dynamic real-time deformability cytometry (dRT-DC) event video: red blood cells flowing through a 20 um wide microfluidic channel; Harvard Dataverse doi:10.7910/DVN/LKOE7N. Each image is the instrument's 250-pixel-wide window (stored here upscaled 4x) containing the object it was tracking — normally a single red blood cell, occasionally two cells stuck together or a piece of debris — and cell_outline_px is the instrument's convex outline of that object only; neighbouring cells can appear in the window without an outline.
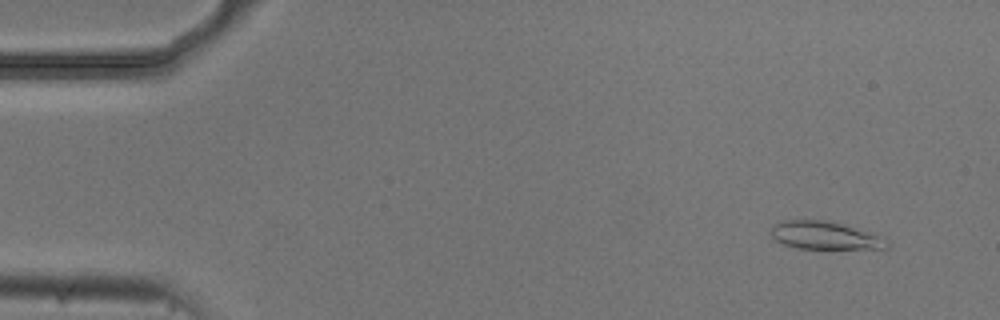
{"species": "common noctule bat (a hibernating species)", "species_latin": "Nyctalus noctula", "temperature_condition": "cold", "stored_images_in_passage": 54, "camera_frame_rate_fps": 3000, "um_per_image_px": 0.085, "animal": {"sex": "male", "body_mass_g": 20.5, "forearm_length_mm": 52.5}, "frame": {"image": 1, "passage_image": 4, "time_ms": 1.0, "image_size_px": [1000, 320], "cell_outline_px": [[892, 244], [888, 248], [796, 248], [784, 244], [776, 240], [768, 232], [772, 224], [784, 220], [804, 216], [832, 220], [868, 232], [888, 240]], "centroid_in_image_um": [70.02, 19.94], "position_along_channel_um": 15.0, "area_um2": 19.59}}
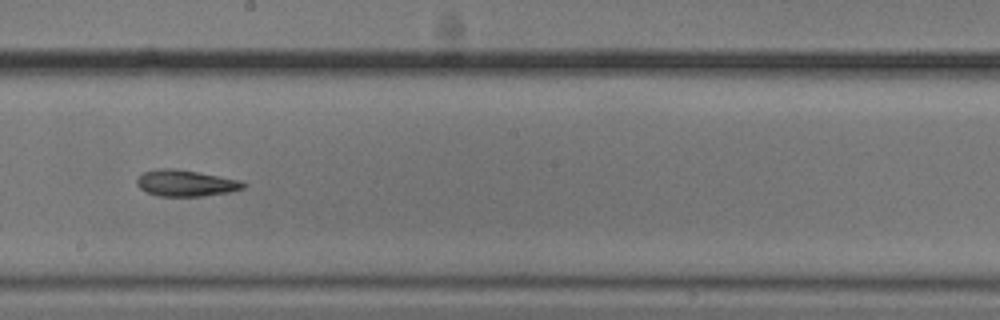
{"frame": {"image": 2, "passage_image": 30, "time_ms": 9.667, "image_size_px": [1000, 320], "cell_outline_px": [[248, 184], [244, 188], [232, 192], [204, 196], [160, 196], [148, 192], [140, 188], [136, 184], [136, 180], [144, 172], [160, 168], [172, 168], [196, 172], [240, 180]], "centroid_in_image_um": [15.82, 15.58], "position_along_channel_um": 232.4, "area_um2": 16.24}}
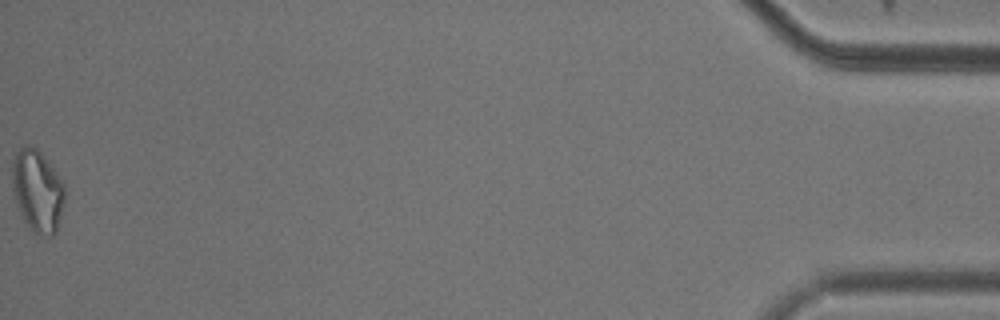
{"frame": {"image": 3, "passage_image": 54, "time_ms": 17.667, "image_size_px": [1000, 320], "cell_outline_px": [[64, 204], [56, 232], [52, 236], [36, 232], [24, 220], [12, 196], [12, 160], [16, 152], [20, 148], [28, 144], [32, 144], [40, 152], [56, 172], [64, 184]], "centroid_in_image_um": [3.16, 16.18], "position_along_channel_um": 432.0, "area_um2": 25.03}, "authors_computed_cell_mechanics": {"area_um2": 17.3978, "velocity_mm_per_s": 3.7279, "shape_relaxation_time_tau1_ms": null, "shape_relaxation_time_tau2_ms": 3.5877, "deformation_change_tau1": null, "deformation_change_tau2": 0.1123}}